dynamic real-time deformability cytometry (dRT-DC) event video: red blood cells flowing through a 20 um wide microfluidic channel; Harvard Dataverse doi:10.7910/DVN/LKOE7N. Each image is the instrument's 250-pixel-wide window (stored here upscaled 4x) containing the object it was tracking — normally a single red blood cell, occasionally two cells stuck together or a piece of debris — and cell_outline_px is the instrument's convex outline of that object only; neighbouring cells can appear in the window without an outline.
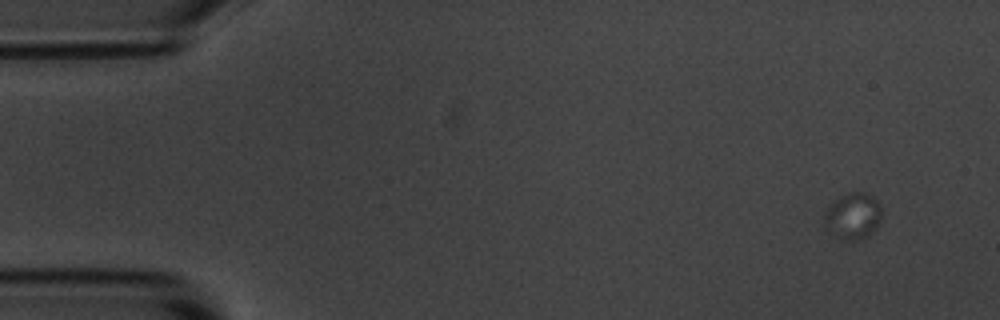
{"species": "common noctule bat (a hibernating species)", "species_latin": "Nyctalus noctula", "temperature_condition": "room temperature", "stored_images_in_passage": 7, "camera_frame_rate_fps": 3000, "um_per_image_px": 0.085, "animal": {"sex": "male", "body_mass_g": 20.1, "forearm_length_mm": 53.5}, "frame": {"image": 1, "passage_image": 1, "time_ms": 0.0, "image_size_px": [1000, 320], "cell_outline_px": [[880, 220], [876, 228], [868, 236], [856, 240], [844, 240], [836, 236], [824, 228], [824, 212], [840, 196], [848, 192], [868, 192], [880, 204]], "centroid_in_image_um": [72.49, 18.36], "position_along_channel_um": 12.5, "area_um2": 15.49}}
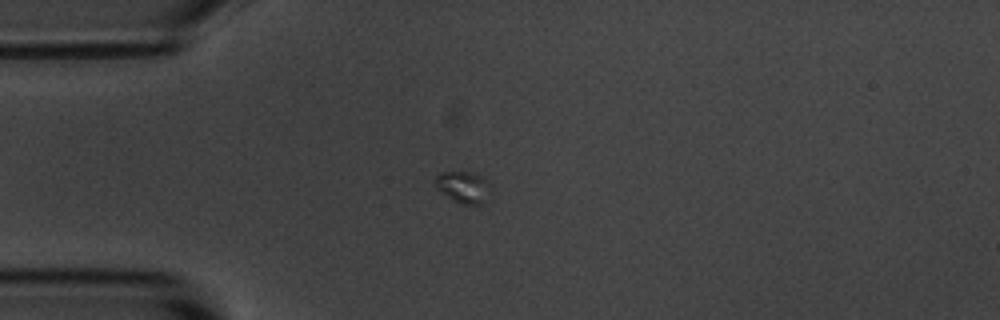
{"frame": {"image": 2, "passage_image": 5, "time_ms": 4.667, "image_size_px": [1000, 320], "cell_outline_px": [[492, 184], [480, 204], [464, 204], [452, 200], [440, 192], [436, 188], [436, 176], [440, 172], [472, 172], [484, 176]], "centroid_in_image_um": [39.37, 15.87], "position_along_channel_um": 45.6, "area_um2": 10.12}}
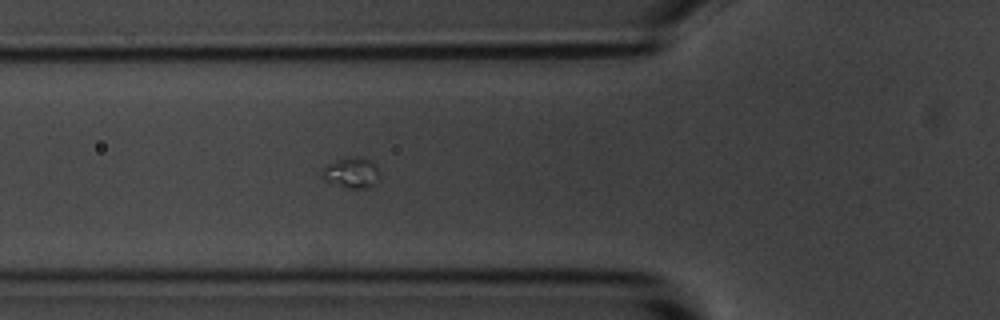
{"frame": {"image": 3, "passage_image": 7, "time_ms": 7.0, "image_size_px": [1000, 320], "cell_outline_px": [[380, 172], [372, 184], [368, 188], [348, 188], [328, 184], [320, 176], [320, 172], [328, 164], [336, 160], [348, 156], [360, 156], [372, 160], [376, 164]], "centroid_in_image_um": [29.83, 14.66], "position_along_channel_um": 96.0, "area_um2": 10.58}}